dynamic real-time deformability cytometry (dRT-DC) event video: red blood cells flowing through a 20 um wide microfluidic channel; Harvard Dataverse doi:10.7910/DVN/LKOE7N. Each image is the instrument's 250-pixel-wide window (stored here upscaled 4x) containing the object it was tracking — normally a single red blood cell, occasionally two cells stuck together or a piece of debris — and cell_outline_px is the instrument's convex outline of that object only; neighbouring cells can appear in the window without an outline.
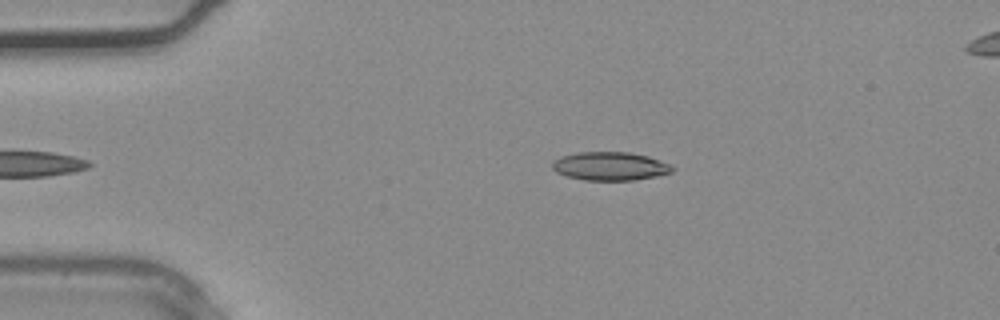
{"species": "common noctule bat (a hibernating species)", "species_latin": "Nyctalus noctula", "temperature_condition": "warm", "stored_images_in_passage": 8, "camera_frame_rate_fps": 3000, "um_per_image_px": 0.085, "animal": {"sex": "male", "body_mass_g": 20.4}, "frame": {"image": 1, "passage_image": 1, "time_ms": 0.0, "image_size_px": [1000, 320], "cell_outline_px": [[676, 168], [672, 172], [656, 176], [636, 180], [584, 180], [568, 176], [556, 172], [552, 168], [552, 160], [560, 156], [576, 152], [628, 152], [648, 156], [668, 164]], "centroid_in_image_um": [51.83, 14.12], "position_along_channel_um": 33.2, "area_um2": 19.94}}